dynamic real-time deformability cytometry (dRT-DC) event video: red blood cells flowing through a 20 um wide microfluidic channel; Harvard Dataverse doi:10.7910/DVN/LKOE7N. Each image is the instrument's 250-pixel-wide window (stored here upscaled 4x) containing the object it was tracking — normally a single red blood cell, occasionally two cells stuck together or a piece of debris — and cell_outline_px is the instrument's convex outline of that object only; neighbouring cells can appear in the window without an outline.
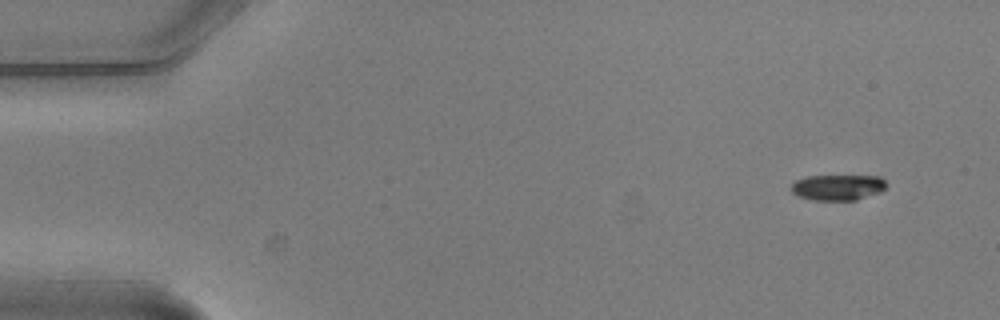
{"species": "common noctule bat (a hibernating species)", "species_latin": "Nyctalus noctula", "temperature_condition": "warm", "stored_images_in_passage": 3, "camera_frame_rate_fps": 3000, "um_per_image_px": 0.085, "animal": {"sex": "male", "body_mass_g": 20.5, "forearm_length_mm": 52.5}, "frame": {"image": 1, "passage_image": 1, "time_ms": 0.0, "image_size_px": [1000, 320], "cell_outline_px": [[888, 184], [880, 192], [856, 200], [812, 200], [796, 196], [792, 192], [792, 184], [796, 180], [808, 176], [880, 176]], "centroid_in_image_um": [71.21, 15.93], "position_along_channel_um": 13.8, "area_um2": 14.28}}